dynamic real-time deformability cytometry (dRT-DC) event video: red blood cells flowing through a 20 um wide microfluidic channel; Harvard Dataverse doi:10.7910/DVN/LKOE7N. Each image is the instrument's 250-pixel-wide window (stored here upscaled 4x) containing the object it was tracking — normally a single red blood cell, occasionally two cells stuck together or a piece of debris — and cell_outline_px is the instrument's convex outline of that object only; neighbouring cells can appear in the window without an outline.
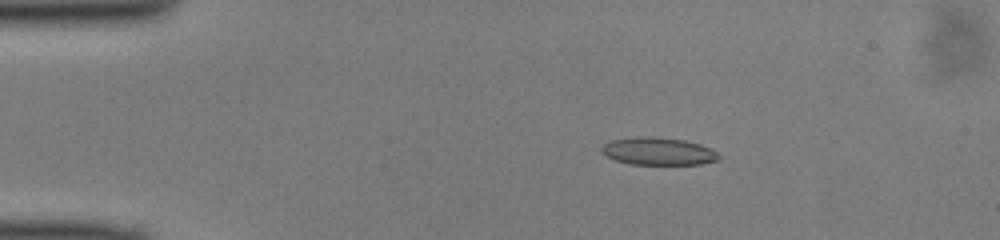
{"species": "common noctule bat (a hibernating species)", "species_latin": "Nyctalus noctula", "temperature_condition": "cold", "stored_images_in_passage": 49, "camera_frame_rate_fps": 3000, "um_per_image_px": 0.085, "animal": {"sex": "male", "body_mass_g": 13.0, "forearm_length_mm": 53.1}, "frame": {"image": 1, "passage_image": 9, "time_ms": 2.667, "image_size_px": [1000, 240], "cell_outline_px": [[720, 156], [716, 160], [700, 164], [628, 164], [616, 160], [600, 152], [600, 148], [604, 144], [612, 140], [636, 136], [652, 136], [684, 140], [700, 144], [712, 148]], "centroid_in_image_um": [55.93, 12.85], "position_along_channel_um": 29.1, "area_um2": 18.84}}
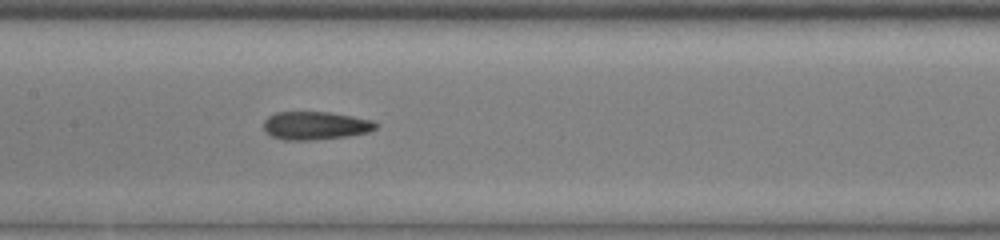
{"frame": {"image": 2, "passage_image": 24, "time_ms": 7.667, "image_size_px": [1000, 240], "cell_outline_px": [[380, 124], [376, 128], [368, 132], [348, 136], [312, 140], [284, 140], [272, 136], [264, 128], [264, 120], [268, 116], [276, 112], [328, 112], [352, 116], [372, 120]], "centroid_in_image_um": [26.83, 10.67], "position_along_channel_um": 180.6, "area_um2": 18.38}}
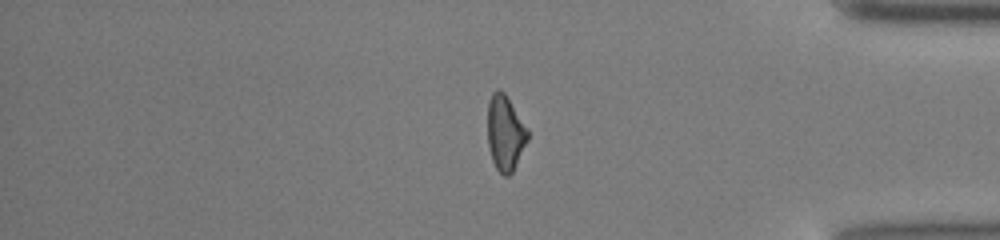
{"frame": {"image": 3, "passage_image": 41, "time_ms": 13.333, "image_size_px": [1000, 240], "cell_outline_px": [[528, 140], [512, 172], [508, 176], [504, 176], [496, 168], [492, 160], [488, 144], [488, 100], [492, 92], [496, 88], [500, 88], [504, 92], [528, 128]], "centroid_in_image_um": [42.94, 11.27], "position_along_channel_um": 392.3, "area_um2": 17.63}}